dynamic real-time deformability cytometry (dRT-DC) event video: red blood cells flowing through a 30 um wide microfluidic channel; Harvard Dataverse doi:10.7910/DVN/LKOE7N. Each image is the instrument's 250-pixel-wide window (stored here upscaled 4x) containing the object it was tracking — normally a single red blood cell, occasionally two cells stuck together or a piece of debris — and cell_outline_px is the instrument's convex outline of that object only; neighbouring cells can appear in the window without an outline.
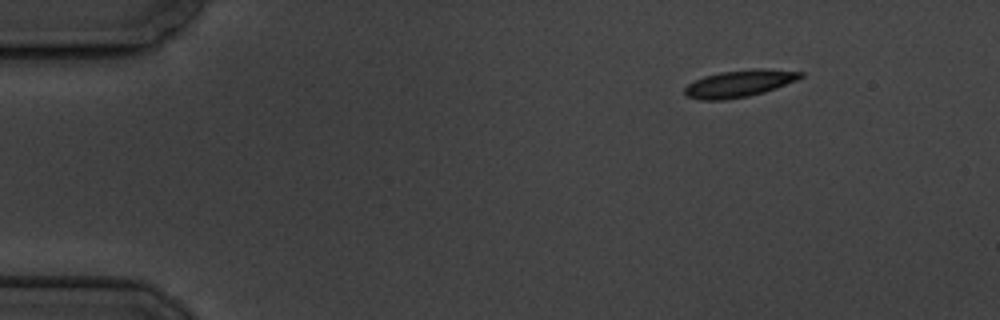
{"species": "common noctule bat (a hibernating species)", "species_latin": "Nyctalus noctula", "temperature_condition": "cold", "stored_images_in_passage": 3, "camera_frame_rate_fps": 3000, "um_per_image_px": 0.085, "animal": {"sex": "male", "body_mass_g": 19.5, "forearm_length_mm": 54.6}, "frame": {"image": 1, "passage_image": 3, "time_ms": 2.333, "image_size_px": [1000, 320], "cell_outline_px": [[804, 76], [796, 80], [776, 88], [764, 92], [748, 96], [724, 100], [700, 100], [688, 96], [684, 92], [684, 88], [688, 84], [704, 76], [720, 72], [756, 68], [764, 68], [804, 72]], "centroid_in_image_um": [62.86, 7.09], "position_along_channel_um": 22.1, "area_um2": 18.21}}